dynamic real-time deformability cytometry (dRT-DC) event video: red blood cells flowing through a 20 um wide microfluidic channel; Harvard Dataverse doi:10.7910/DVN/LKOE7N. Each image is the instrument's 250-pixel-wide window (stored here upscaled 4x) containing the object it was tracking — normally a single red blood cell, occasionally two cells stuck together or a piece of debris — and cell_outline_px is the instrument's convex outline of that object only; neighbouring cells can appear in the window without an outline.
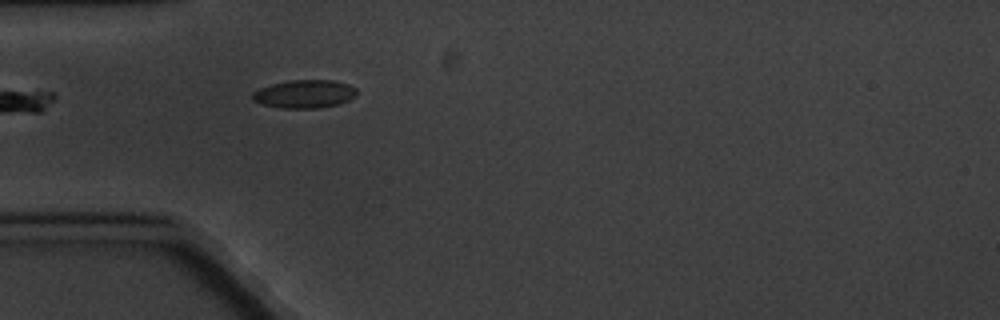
{"species": "common noctule bat (a hibernating species)", "species_latin": "Nyctalus noctula", "temperature_condition": "cold", "stored_images_in_passage": 2, "camera_frame_rate_fps": 3000, "um_per_image_px": 0.085, "animal": {"sex": "male", "body_mass_g": 20.1, "forearm_length_mm": 53.5}, "frame": {"image": 1, "passage_image": 2, "time_ms": 1.333, "image_size_px": [1000, 320], "cell_outline_px": [[356, 96], [340, 104], [320, 108], [280, 108], [264, 104], [252, 100], [252, 92], [260, 88], [272, 84], [288, 80], [332, 80], [348, 84], [356, 88]], "centroid_in_image_um": [25.89, 7.99], "position_along_channel_um": 59.1, "area_um2": 17.17}}